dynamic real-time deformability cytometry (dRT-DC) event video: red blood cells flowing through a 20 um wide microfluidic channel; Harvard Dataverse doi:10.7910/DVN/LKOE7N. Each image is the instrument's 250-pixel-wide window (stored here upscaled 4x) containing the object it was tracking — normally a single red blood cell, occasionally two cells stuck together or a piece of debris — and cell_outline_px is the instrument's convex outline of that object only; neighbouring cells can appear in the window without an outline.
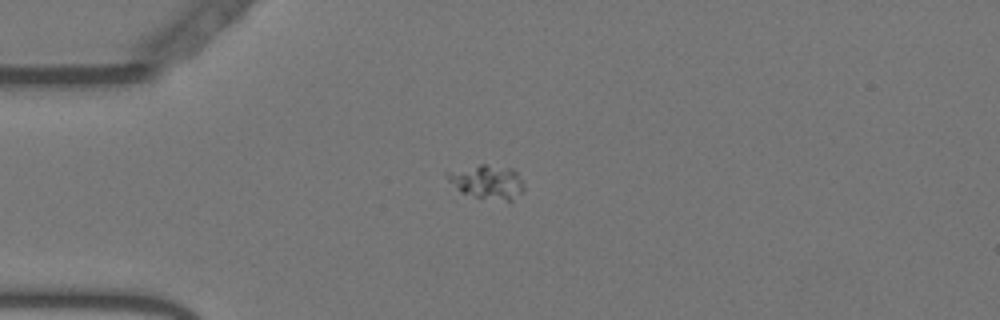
{"species": "Egyptian fruit bat (a non-hibernating species)", "species_latin": "Rousettus aegyptiacus", "temperature_condition": "warm", "stored_images_in_passage": 43, "camera_frame_rate_fps": 3000, "um_per_image_px": 0.085, "animal": {"sex": "female"}, "frame": {"image": 1, "passage_image": 1, "time_ms": 0.0, "image_size_px": [1000, 320], "cell_outline_px": [[524, 192], [512, 200], [508, 200], [476, 196], [460, 192], [444, 176], [444, 172], [480, 164], [484, 164], [512, 168], [516, 172], [524, 184]], "centroid_in_image_um": [41.4, 15.43], "position_along_channel_um": 43.6, "area_um2": 15.03}}
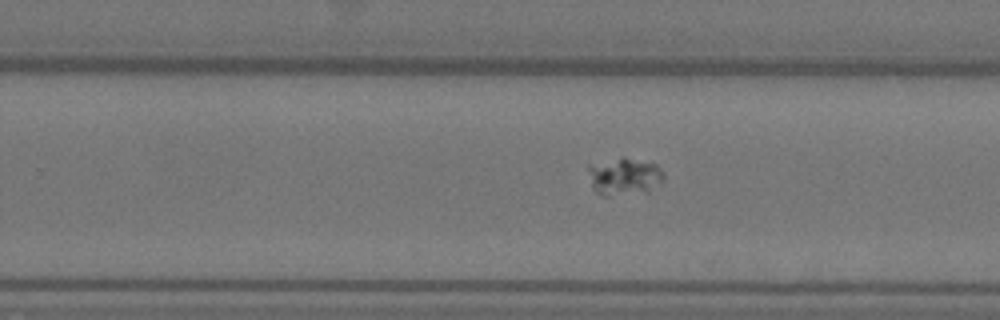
{"frame": {"image": 2, "passage_image": 22, "time_ms": 7.0, "image_size_px": [1000, 320], "cell_outline_px": [[664, 180], [648, 192], [608, 196], [604, 196], [596, 192], [592, 188], [588, 168], [588, 164], [624, 156], [656, 164], [660, 168], [664, 176]], "centroid_in_image_um": [53.05, 14.99], "position_along_channel_um": 276.7, "area_um2": 16.7}}
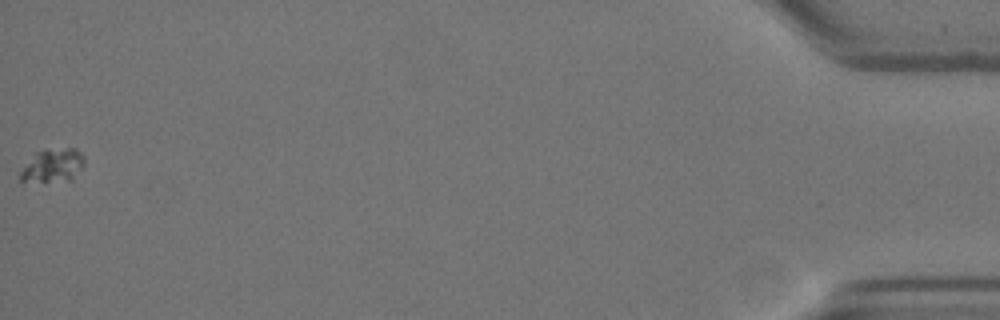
{"frame": {"image": 3, "passage_image": 43, "time_ms": 14.0, "image_size_px": [1000, 320], "cell_outline_px": [[84, 164], [72, 180], [20, 184], [20, 172], [36, 152], [68, 148], [76, 148], [84, 156]], "centroid_in_image_um": [4.47, 14.13], "position_along_channel_um": 430.7, "area_um2": 12.54}}